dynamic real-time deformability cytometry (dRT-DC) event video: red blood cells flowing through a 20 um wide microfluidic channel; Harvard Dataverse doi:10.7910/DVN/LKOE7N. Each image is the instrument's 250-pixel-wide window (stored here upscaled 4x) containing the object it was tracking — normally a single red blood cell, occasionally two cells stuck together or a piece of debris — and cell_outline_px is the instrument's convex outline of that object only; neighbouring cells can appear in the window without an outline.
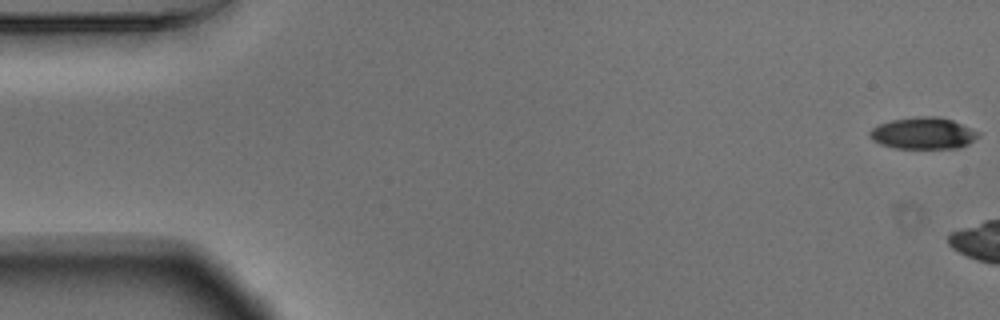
{"species": "Egyptian fruit bat (a non-hibernating species)", "species_latin": "Rousettus aegyptiacus", "temperature_condition": "warm", "stored_images_in_passage": 6, "camera_frame_rate_fps": 3000, "um_per_image_px": 0.085, "animal": {"sex": "male"}, "frame": {"image": 1, "passage_image": 1, "time_ms": 0.0, "image_size_px": [1000, 320], "cell_outline_px": [[980, 136], [968, 144], [960, 148], [896, 148], [880, 144], [872, 140], [868, 136], [868, 132], [872, 128], [880, 124], [892, 120], [916, 116], [940, 116], [952, 120], [980, 132]], "centroid_in_image_um": [78.48, 11.32], "position_along_channel_um": 6.5, "area_um2": 20.17}}